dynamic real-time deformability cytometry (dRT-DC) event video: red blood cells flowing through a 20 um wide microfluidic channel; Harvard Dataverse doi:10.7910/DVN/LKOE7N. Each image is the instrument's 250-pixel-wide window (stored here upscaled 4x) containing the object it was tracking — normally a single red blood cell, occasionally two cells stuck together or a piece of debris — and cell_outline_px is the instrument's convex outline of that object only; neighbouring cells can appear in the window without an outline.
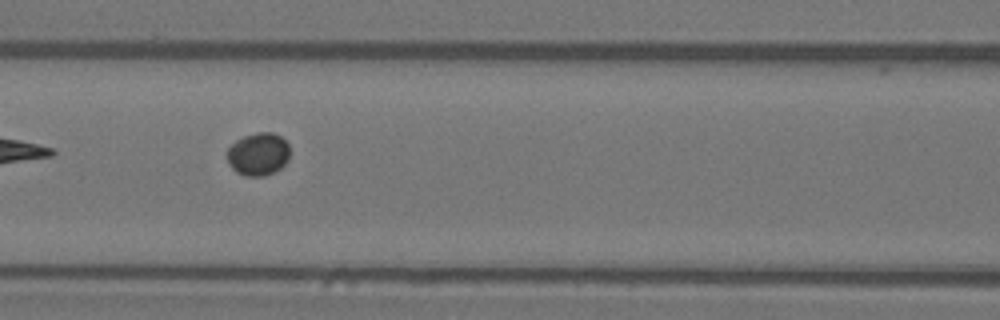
{"species": "Egyptian fruit bat (a non-hibernating species)", "species_latin": "Rousettus aegyptiacus", "temperature_condition": "warm", "stored_images_in_passage": 10, "camera_frame_rate_fps": 3000, "um_per_image_px": 0.085, "animal": {"sex": "female"}, "frame": {"image": 1, "passage_image": 7, "time_ms": 2.0, "image_size_px": [1000, 320], "cell_outline_px": [[288, 160], [280, 168], [264, 176], [244, 176], [236, 172], [228, 164], [228, 148], [236, 140], [244, 136], [256, 132], [272, 132], [280, 136], [288, 144]], "centroid_in_image_um": [21.93, 13.1], "position_along_channel_um": 144.7, "area_um2": 15.55}}
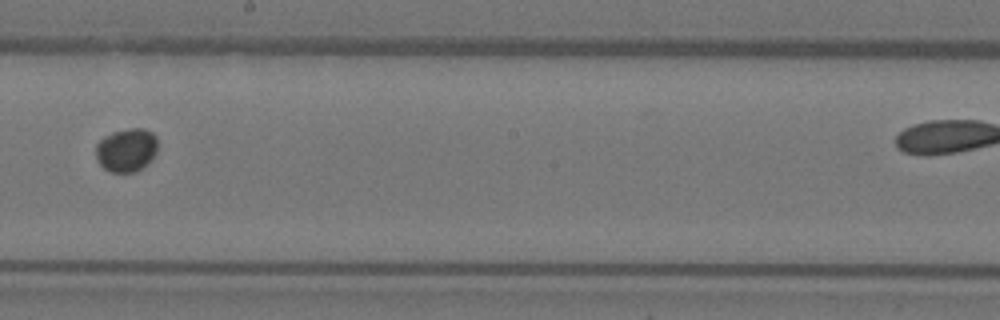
{"frame": {"image": 2, "passage_image": 9, "time_ms": 2.667, "image_size_px": [1000, 320], "cell_outline_px": [[156, 152], [152, 160], [136, 172], [112, 172], [104, 168], [96, 160], [96, 144], [104, 136], [112, 132], [128, 128], [144, 128], [152, 132], [156, 136]], "centroid_in_image_um": [10.74, 12.74], "position_along_channel_um": 237.5, "area_um2": 15.78}}